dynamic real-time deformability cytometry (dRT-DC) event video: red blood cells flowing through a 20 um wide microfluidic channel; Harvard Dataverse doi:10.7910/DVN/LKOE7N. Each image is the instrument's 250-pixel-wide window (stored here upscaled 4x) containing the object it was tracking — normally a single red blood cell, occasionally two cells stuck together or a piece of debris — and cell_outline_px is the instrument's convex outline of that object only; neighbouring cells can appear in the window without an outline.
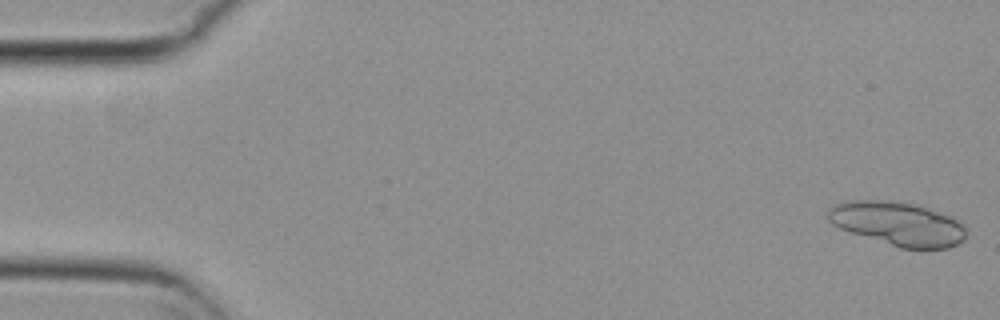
{"species": "common noctule bat (a hibernating species)", "species_latin": "Nyctalus noctula", "temperature_condition": "cold", "stored_images_in_passage": 13, "camera_frame_rate_fps": 3000, "um_per_image_px": 0.085, "animal": {"sex": "female", "body_mass_g": 29.2, "forearm_length_mm": 56.3}, "frame": {"image": 1, "passage_image": 1, "time_ms": 0.0, "image_size_px": [1000, 320], "cell_outline_px": [[964, 240], [948, 248], [900, 248], [840, 228], [832, 224], [828, 220], [828, 208], [836, 204], [848, 200], [892, 200], [916, 204], [952, 216], [964, 228]], "centroid_in_image_um": [76.29, 18.99], "position_along_channel_um": 8.7, "area_um2": 34.97}}